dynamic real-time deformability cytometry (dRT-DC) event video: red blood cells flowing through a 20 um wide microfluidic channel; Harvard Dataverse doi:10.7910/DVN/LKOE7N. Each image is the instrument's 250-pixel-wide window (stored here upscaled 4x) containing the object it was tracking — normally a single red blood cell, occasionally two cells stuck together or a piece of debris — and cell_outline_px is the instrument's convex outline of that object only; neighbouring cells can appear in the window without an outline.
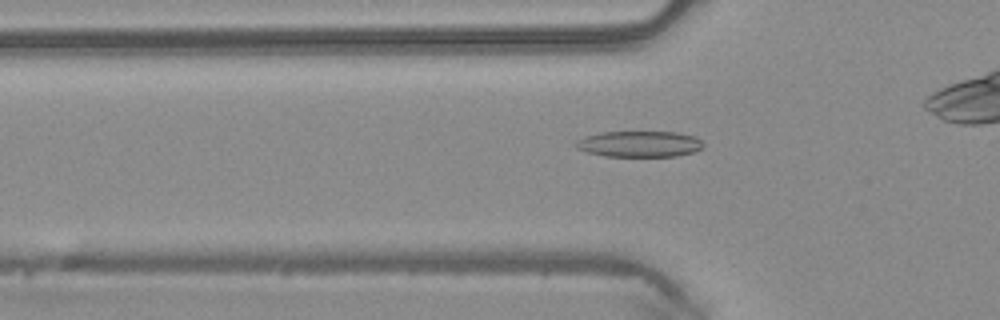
{"species": "common noctule bat (a hibernating species)", "species_latin": "Nyctalus noctula", "temperature_condition": "warm", "stored_images_in_passage": 35, "camera_frame_rate_fps": 3000, "um_per_image_px": 0.085, "animal": {"sex": "male", "body_mass_g": 20.4}, "frame": {"image": 1, "passage_image": 7, "time_ms": 2.0, "image_size_px": [1000, 320], "cell_outline_px": [[704, 148], [692, 152], [676, 156], [604, 156], [588, 152], [576, 148], [572, 144], [576, 140], [584, 136], [600, 132], [676, 132], [696, 136], [704, 144]], "centroid_in_image_um": [54.33, 12.23], "position_along_channel_um": 71.5, "area_um2": 19.48}}
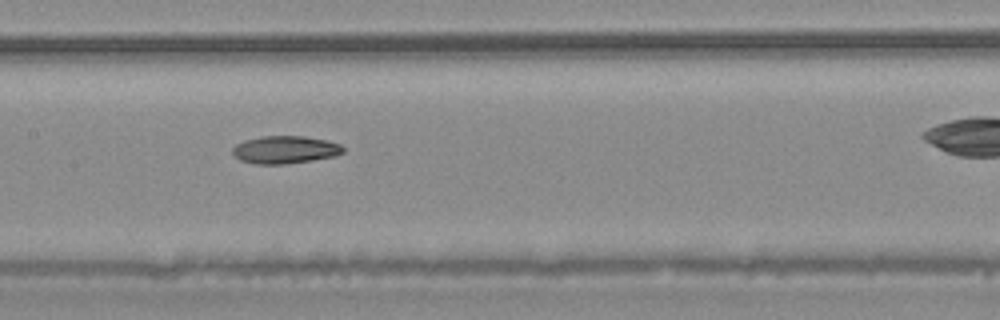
{"frame": {"image": 2, "passage_image": 15, "time_ms": 4.667, "image_size_px": [1000, 320], "cell_outline_px": [[344, 152], [336, 156], [312, 160], [284, 164], [256, 164], [240, 160], [232, 152], [232, 148], [236, 144], [244, 140], [260, 136], [304, 136], [324, 140], [340, 144], [344, 148]], "centroid_in_image_um": [24.22, 12.72], "position_along_channel_um": 183.2, "area_um2": 17.8}}
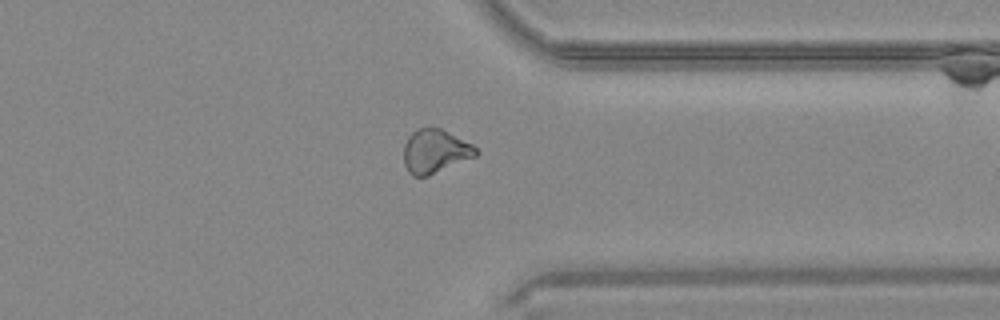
{"frame": {"image": 3, "passage_image": 29, "time_ms": 9.333, "image_size_px": [1000, 320], "cell_outline_px": [[480, 152], [476, 156], [428, 176], [412, 176], [408, 172], [404, 164], [404, 144], [408, 136], [416, 128], [440, 128], [472, 144]], "centroid_in_image_um": [36.97, 12.86], "position_along_channel_um": 374.4, "area_um2": 18.38}}